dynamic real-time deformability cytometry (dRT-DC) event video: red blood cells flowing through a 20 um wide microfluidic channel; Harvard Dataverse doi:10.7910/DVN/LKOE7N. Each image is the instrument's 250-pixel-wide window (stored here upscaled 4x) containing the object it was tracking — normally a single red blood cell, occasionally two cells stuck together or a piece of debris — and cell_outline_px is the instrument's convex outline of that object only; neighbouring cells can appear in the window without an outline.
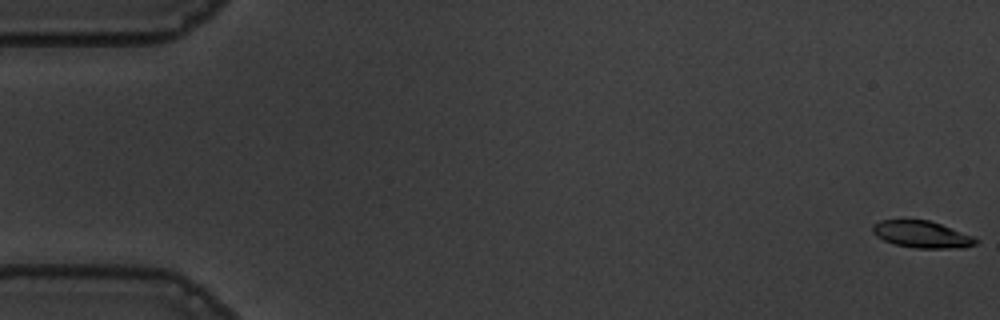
{"species": "common noctule bat (a hibernating species)", "species_latin": "Nyctalus noctula", "temperature_condition": "warm", "stored_images_in_passage": 10, "camera_frame_rate_fps": 3000, "um_per_image_px": 0.085, "animal": {"sex": "male", "body_mass_g": 19.5, "forearm_length_mm": 54.6}, "frame": {"image": 1, "passage_image": 1, "time_ms": 0.0, "image_size_px": [1000, 320], "cell_outline_px": [[980, 240], [976, 244], [964, 248], [912, 248], [896, 244], [884, 240], [876, 236], [872, 232], [872, 224], [880, 220], [928, 220], [940, 224], [972, 236]], "centroid_in_image_um": [78.35, 19.93], "position_along_channel_um": 6.7, "area_um2": 16.13}}